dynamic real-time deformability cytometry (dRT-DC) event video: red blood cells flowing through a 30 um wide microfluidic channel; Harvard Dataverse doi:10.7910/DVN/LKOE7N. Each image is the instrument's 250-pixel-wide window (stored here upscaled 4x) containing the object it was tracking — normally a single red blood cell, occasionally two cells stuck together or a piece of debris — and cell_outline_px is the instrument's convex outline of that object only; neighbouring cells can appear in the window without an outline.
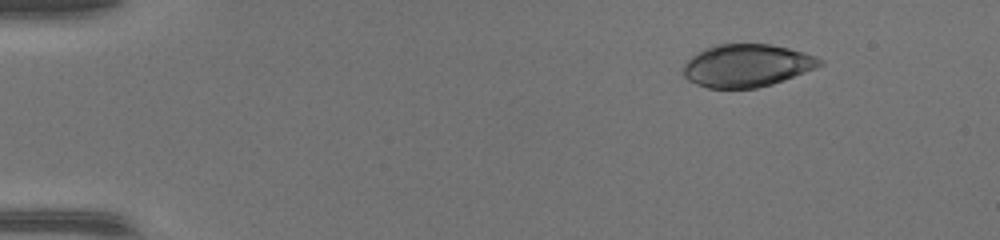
{"species": "common noctule bat (a hibernating species)", "species_latin": "Nyctalus noctula", "temperature_condition": "warm", "stored_images_in_passage": 46, "camera_frame_rate_fps": 3000, "um_per_image_px": 0.085, "animal": {"sex": "female", "body_mass_g": 17.0, "forearm_length_mm": 48.0}, "frame": {"image": 1, "passage_image": 7, "time_ms": 2.0, "image_size_px": [1000, 240], "cell_outline_px": [[824, 64], [816, 68], [772, 84], [756, 88], [708, 88], [696, 84], [688, 80], [684, 76], [684, 64], [692, 56], [704, 48], [716, 44], [768, 44], [788, 48], [804, 52], [816, 56], [824, 60]], "centroid_in_image_um": [63.49, 5.57], "position_along_channel_um": 21.5, "area_um2": 33.93}}